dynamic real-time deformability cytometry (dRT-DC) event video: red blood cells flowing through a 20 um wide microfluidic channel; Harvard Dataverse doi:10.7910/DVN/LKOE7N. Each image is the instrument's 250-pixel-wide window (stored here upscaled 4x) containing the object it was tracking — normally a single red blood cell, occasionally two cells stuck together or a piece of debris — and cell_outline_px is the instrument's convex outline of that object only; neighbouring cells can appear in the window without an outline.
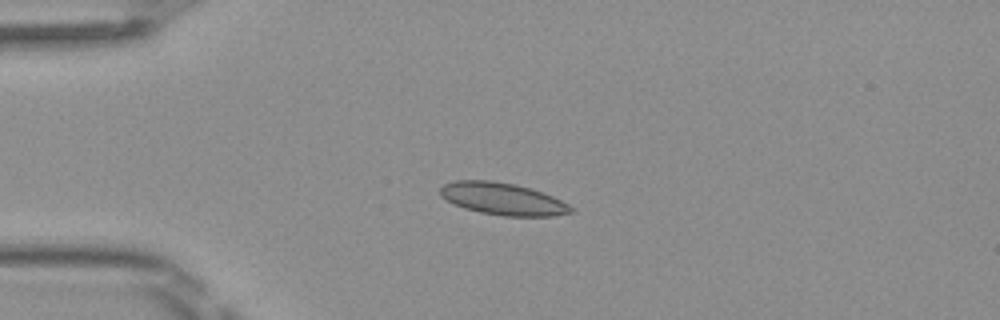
{"species": "Egyptian fruit bat (a non-hibernating species)", "species_latin": "Rousettus aegyptiacus", "temperature_condition": "room temperature", "stored_images_in_passage": 38, "camera_frame_rate_fps": 3000, "um_per_image_px": 0.085, "frame": {"image": 1, "passage_image": 1, "time_ms": 0.0, "image_size_px": [1000, 320], "cell_outline_px": [[572, 212], [552, 216], [504, 216], [480, 212], [464, 208], [452, 204], [440, 196], [440, 188], [444, 184], [456, 180], [492, 180], [516, 184], [532, 188], [544, 192], [568, 204], [572, 208]], "centroid_in_image_um": [42.7, 16.89], "position_along_channel_um": 42.3, "area_um2": 24.62}}
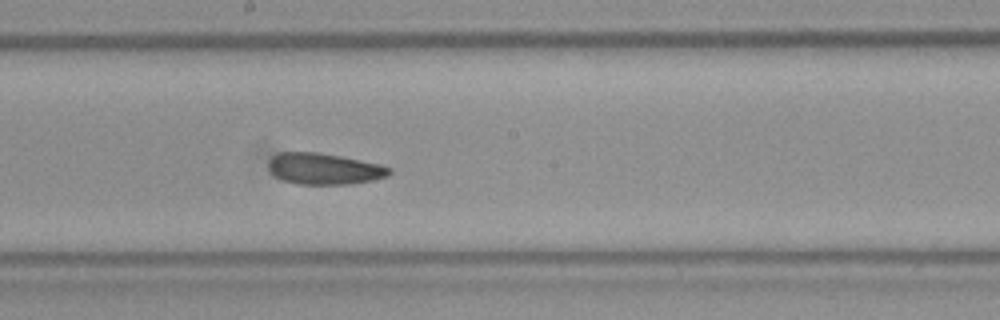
{"frame": {"image": 2, "passage_image": 16, "time_ms": 5.0, "image_size_px": [1000, 320], "cell_outline_px": [[392, 172], [388, 176], [372, 180], [352, 184], [296, 184], [284, 180], [276, 176], [268, 168], [268, 160], [276, 152], [316, 152], [340, 156], [380, 164], [392, 168]], "centroid_in_image_um": [27.55, 14.34], "position_along_channel_um": 220.7, "area_um2": 22.08}}
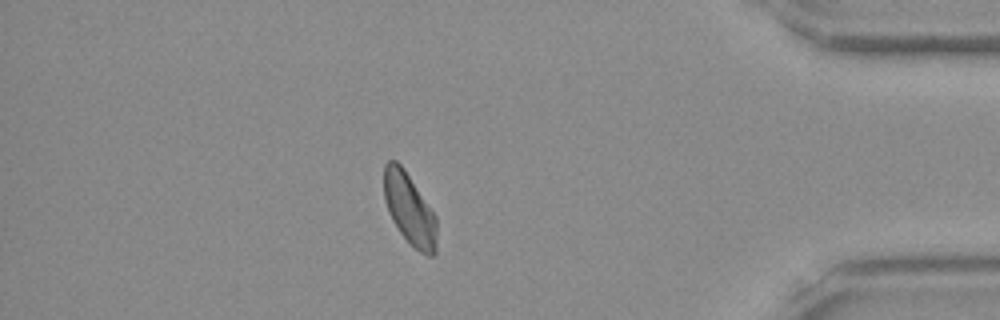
{"frame": {"image": 3, "passage_image": 32, "time_ms": 10.333, "image_size_px": [1000, 320], "cell_outline_px": [[436, 252], [432, 256], [428, 256], [420, 252], [400, 232], [392, 220], [388, 212], [384, 200], [384, 164], [388, 160], [396, 160], [404, 168], [436, 216]], "centroid_in_image_um": [34.79, 17.75], "position_along_channel_um": 400.4, "area_um2": 21.85}, "authors_computed_cell_mechanics": {"area_um2": 22.3975, "velocity_mm_per_s": 4.0729, "shape_relaxation_time_tau1_ms": 8.7395, "shape_relaxation_time_tau2_ms": 2.901, "deformation_change_tau1": 0.1508, "deformation_change_tau2": 0.0732}}